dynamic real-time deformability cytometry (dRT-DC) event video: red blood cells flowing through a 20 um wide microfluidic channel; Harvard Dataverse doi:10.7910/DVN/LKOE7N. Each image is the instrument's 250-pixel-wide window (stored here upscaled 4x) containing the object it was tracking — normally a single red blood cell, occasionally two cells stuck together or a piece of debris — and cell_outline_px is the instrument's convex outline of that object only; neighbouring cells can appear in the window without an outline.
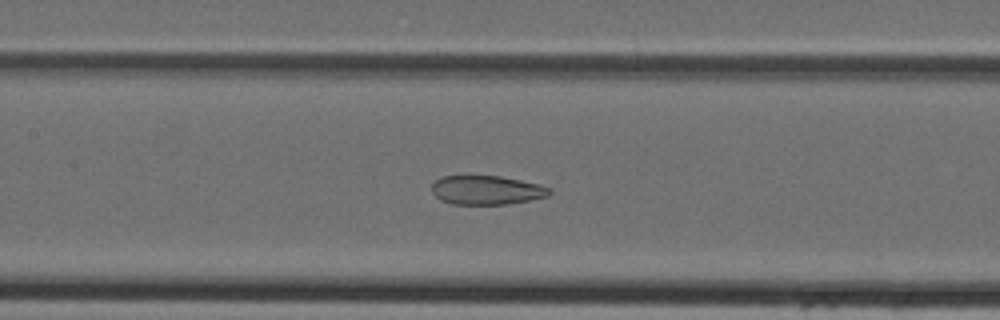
{"species": "Egyptian fruit bat (a non-hibernating species)", "species_latin": "Rousettus aegyptiacus", "temperature_condition": "cold", "stored_images_in_passage": 44, "camera_frame_rate_fps": 3000, "um_per_image_px": 0.085, "animal": {"sex": "female"}, "frame": {"image": 1, "passage_image": 20, "time_ms": 6.333, "image_size_px": [1000, 320], "cell_outline_px": [[552, 192], [548, 196], [508, 204], [452, 204], [440, 200], [432, 192], [432, 184], [436, 180], [444, 176], [500, 176], [540, 184], [552, 188]], "centroid_in_image_um": [41.38, 16.16], "position_along_channel_um": 166.0, "area_um2": 19.88}}
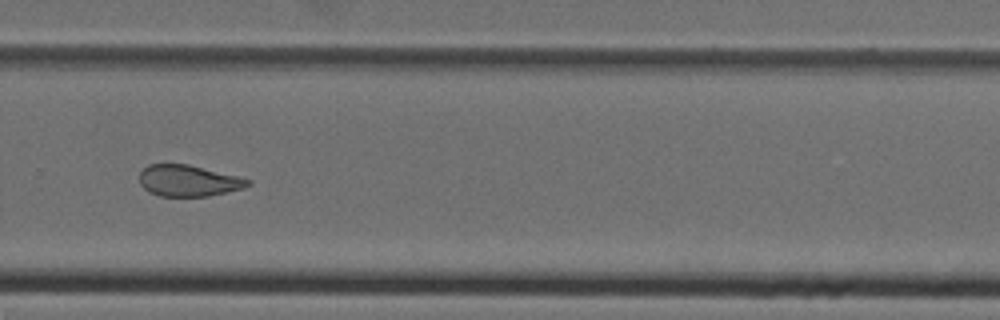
{"frame": {"image": 2, "passage_image": 30, "time_ms": 9.667, "image_size_px": [1000, 320], "cell_outline_px": [[252, 184], [244, 188], [208, 196], [160, 196], [148, 192], [140, 184], [140, 172], [148, 164], [188, 164], [252, 180]], "centroid_in_image_um": [16.01, 15.36], "position_along_channel_um": 313.8, "area_um2": 19.71}}
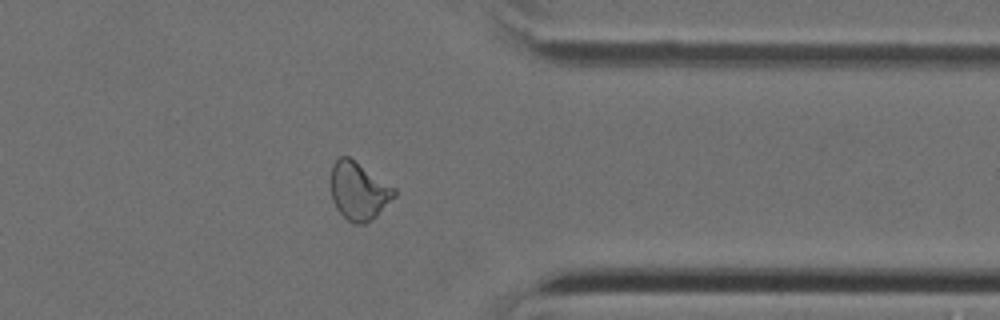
{"frame": {"image": 3, "passage_image": 35, "time_ms": 11.333, "image_size_px": [1000, 320], "cell_outline_px": [[396, 196], [376, 216], [364, 224], [352, 224], [336, 208], [332, 200], [332, 164], [340, 156], [348, 156], [396, 188]], "centroid_in_image_um": [30.51, 16.24], "position_along_channel_um": 380.9, "area_um2": 21.21}}